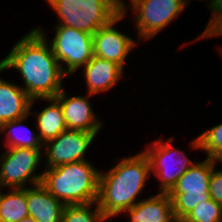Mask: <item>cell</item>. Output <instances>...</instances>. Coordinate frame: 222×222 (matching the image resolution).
<instances>
[{
    "label": "cell",
    "mask_w": 222,
    "mask_h": 222,
    "mask_svg": "<svg viewBox=\"0 0 222 222\" xmlns=\"http://www.w3.org/2000/svg\"><path fill=\"white\" fill-rule=\"evenodd\" d=\"M0 66L19 73L20 86L32 99L54 98L67 79L49 43L34 27L14 43Z\"/></svg>",
    "instance_id": "1"
},
{
    "label": "cell",
    "mask_w": 222,
    "mask_h": 222,
    "mask_svg": "<svg viewBox=\"0 0 222 222\" xmlns=\"http://www.w3.org/2000/svg\"><path fill=\"white\" fill-rule=\"evenodd\" d=\"M119 159L108 170L101 169L99 175L97 204L109 221L140 201L152 176L149 158L143 150Z\"/></svg>",
    "instance_id": "2"
},
{
    "label": "cell",
    "mask_w": 222,
    "mask_h": 222,
    "mask_svg": "<svg viewBox=\"0 0 222 222\" xmlns=\"http://www.w3.org/2000/svg\"><path fill=\"white\" fill-rule=\"evenodd\" d=\"M91 161L44 168L41 184L64 205L97 202L100 169Z\"/></svg>",
    "instance_id": "3"
},
{
    "label": "cell",
    "mask_w": 222,
    "mask_h": 222,
    "mask_svg": "<svg viewBox=\"0 0 222 222\" xmlns=\"http://www.w3.org/2000/svg\"><path fill=\"white\" fill-rule=\"evenodd\" d=\"M49 43L56 61L68 77L81 70L94 56L93 34L65 25H53L51 40L41 26L34 27ZM55 31V32H54ZM49 39V40H48Z\"/></svg>",
    "instance_id": "4"
},
{
    "label": "cell",
    "mask_w": 222,
    "mask_h": 222,
    "mask_svg": "<svg viewBox=\"0 0 222 222\" xmlns=\"http://www.w3.org/2000/svg\"><path fill=\"white\" fill-rule=\"evenodd\" d=\"M58 18L55 25L94 34L119 14L112 0H45Z\"/></svg>",
    "instance_id": "5"
},
{
    "label": "cell",
    "mask_w": 222,
    "mask_h": 222,
    "mask_svg": "<svg viewBox=\"0 0 222 222\" xmlns=\"http://www.w3.org/2000/svg\"><path fill=\"white\" fill-rule=\"evenodd\" d=\"M216 165L217 161L210 158L197 161L168 192L177 220H182L200 202L210 199L209 180Z\"/></svg>",
    "instance_id": "6"
},
{
    "label": "cell",
    "mask_w": 222,
    "mask_h": 222,
    "mask_svg": "<svg viewBox=\"0 0 222 222\" xmlns=\"http://www.w3.org/2000/svg\"><path fill=\"white\" fill-rule=\"evenodd\" d=\"M174 139V136H170L165 141L163 137H158L143 149L150 161L151 175L159 179L157 192L168 193L177 180L197 162L192 160L185 150L174 147Z\"/></svg>",
    "instance_id": "7"
},
{
    "label": "cell",
    "mask_w": 222,
    "mask_h": 222,
    "mask_svg": "<svg viewBox=\"0 0 222 222\" xmlns=\"http://www.w3.org/2000/svg\"><path fill=\"white\" fill-rule=\"evenodd\" d=\"M5 150L0 152V188H27L41 183L44 169L41 166L43 149L5 148ZM39 166L42 167L41 173Z\"/></svg>",
    "instance_id": "8"
},
{
    "label": "cell",
    "mask_w": 222,
    "mask_h": 222,
    "mask_svg": "<svg viewBox=\"0 0 222 222\" xmlns=\"http://www.w3.org/2000/svg\"><path fill=\"white\" fill-rule=\"evenodd\" d=\"M186 7L188 8L186 0H139L130 8L132 14L125 16L127 19L134 16L131 24L135 23L132 25L136 30L135 35L139 42L144 43L169 27Z\"/></svg>",
    "instance_id": "9"
},
{
    "label": "cell",
    "mask_w": 222,
    "mask_h": 222,
    "mask_svg": "<svg viewBox=\"0 0 222 222\" xmlns=\"http://www.w3.org/2000/svg\"><path fill=\"white\" fill-rule=\"evenodd\" d=\"M97 137L94 133L66 129L56 138L43 144L44 168H53L62 164L89 160L88 149Z\"/></svg>",
    "instance_id": "10"
},
{
    "label": "cell",
    "mask_w": 222,
    "mask_h": 222,
    "mask_svg": "<svg viewBox=\"0 0 222 222\" xmlns=\"http://www.w3.org/2000/svg\"><path fill=\"white\" fill-rule=\"evenodd\" d=\"M126 18L125 15L116 16L109 24L101 27L93 34V53L94 56L112 61L118 64L124 71L126 61L131 56L133 49L139 47L140 42L137 38L126 34L127 31L118 29V23ZM125 68V69H124Z\"/></svg>",
    "instance_id": "11"
},
{
    "label": "cell",
    "mask_w": 222,
    "mask_h": 222,
    "mask_svg": "<svg viewBox=\"0 0 222 222\" xmlns=\"http://www.w3.org/2000/svg\"><path fill=\"white\" fill-rule=\"evenodd\" d=\"M64 88L54 97L62 107V113L67 129L94 133L96 136L103 129V122L97 117L89 97L94 95L68 94Z\"/></svg>",
    "instance_id": "12"
},
{
    "label": "cell",
    "mask_w": 222,
    "mask_h": 222,
    "mask_svg": "<svg viewBox=\"0 0 222 222\" xmlns=\"http://www.w3.org/2000/svg\"><path fill=\"white\" fill-rule=\"evenodd\" d=\"M81 69L86 93L94 96L114 89L125 76V71L118 64L98 56H93Z\"/></svg>",
    "instance_id": "13"
},
{
    "label": "cell",
    "mask_w": 222,
    "mask_h": 222,
    "mask_svg": "<svg viewBox=\"0 0 222 222\" xmlns=\"http://www.w3.org/2000/svg\"><path fill=\"white\" fill-rule=\"evenodd\" d=\"M128 216L127 222H176L172 200L168 193L157 192L144 197L120 216Z\"/></svg>",
    "instance_id": "14"
},
{
    "label": "cell",
    "mask_w": 222,
    "mask_h": 222,
    "mask_svg": "<svg viewBox=\"0 0 222 222\" xmlns=\"http://www.w3.org/2000/svg\"><path fill=\"white\" fill-rule=\"evenodd\" d=\"M0 66V124L25 117L30 113L32 98L17 82L6 80ZM10 81V82H9Z\"/></svg>",
    "instance_id": "15"
},
{
    "label": "cell",
    "mask_w": 222,
    "mask_h": 222,
    "mask_svg": "<svg viewBox=\"0 0 222 222\" xmlns=\"http://www.w3.org/2000/svg\"><path fill=\"white\" fill-rule=\"evenodd\" d=\"M29 216L36 222H61L64 204L41 183L26 188Z\"/></svg>",
    "instance_id": "16"
},
{
    "label": "cell",
    "mask_w": 222,
    "mask_h": 222,
    "mask_svg": "<svg viewBox=\"0 0 222 222\" xmlns=\"http://www.w3.org/2000/svg\"><path fill=\"white\" fill-rule=\"evenodd\" d=\"M41 100L47 102L44 108L34 112V105ZM48 105V106H47ZM33 108V109H32ZM30 116L36 121L35 127L40 141L44 144L48 140L56 138L61 132L67 129L62 113V107L55 98H36L32 99L30 106Z\"/></svg>",
    "instance_id": "17"
},
{
    "label": "cell",
    "mask_w": 222,
    "mask_h": 222,
    "mask_svg": "<svg viewBox=\"0 0 222 222\" xmlns=\"http://www.w3.org/2000/svg\"><path fill=\"white\" fill-rule=\"evenodd\" d=\"M29 118H31L30 114L20 119L5 122L2 125V135L6 136L2 139L5 141L4 148L43 149V143L39 139L37 129H32L24 124Z\"/></svg>",
    "instance_id": "18"
},
{
    "label": "cell",
    "mask_w": 222,
    "mask_h": 222,
    "mask_svg": "<svg viewBox=\"0 0 222 222\" xmlns=\"http://www.w3.org/2000/svg\"><path fill=\"white\" fill-rule=\"evenodd\" d=\"M28 216L26 188H0V221L19 222Z\"/></svg>",
    "instance_id": "19"
},
{
    "label": "cell",
    "mask_w": 222,
    "mask_h": 222,
    "mask_svg": "<svg viewBox=\"0 0 222 222\" xmlns=\"http://www.w3.org/2000/svg\"><path fill=\"white\" fill-rule=\"evenodd\" d=\"M191 140L189 150L202 152L206 158L219 159L222 156V122L205 129Z\"/></svg>",
    "instance_id": "20"
},
{
    "label": "cell",
    "mask_w": 222,
    "mask_h": 222,
    "mask_svg": "<svg viewBox=\"0 0 222 222\" xmlns=\"http://www.w3.org/2000/svg\"><path fill=\"white\" fill-rule=\"evenodd\" d=\"M61 222H111L101 212L97 202L65 205Z\"/></svg>",
    "instance_id": "21"
},
{
    "label": "cell",
    "mask_w": 222,
    "mask_h": 222,
    "mask_svg": "<svg viewBox=\"0 0 222 222\" xmlns=\"http://www.w3.org/2000/svg\"><path fill=\"white\" fill-rule=\"evenodd\" d=\"M182 220L184 222H222V205L210 198L200 202Z\"/></svg>",
    "instance_id": "22"
},
{
    "label": "cell",
    "mask_w": 222,
    "mask_h": 222,
    "mask_svg": "<svg viewBox=\"0 0 222 222\" xmlns=\"http://www.w3.org/2000/svg\"><path fill=\"white\" fill-rule=\"evenodd\" d=\"M217 165L212 169L209 180L210 198L222 205V169H217Z\"/></svg>",
    "instance_id": "23"
},
{
    "label": "cell",
    "mask_w": 222,
    "mask_h": 222,
    "mask_svg": "<svg viewBox=\"0 0 222 222\" xmlns=\"http://www.w3.org/2000/svg\"><path fill=\"white\" fill-rule=\"evenodd\" d=\"M128 2L126 4V2ZM139 0H112V5L114 6L115 11L119 15L128 14V11L131 7H133ZM130 4V5H129Z\"/></svg>",
    "instance_id": "24"
},
{
    "label": "cell",
    "mask_w": 222,
    "mask_h": 222,
    "mask_svg": "<svg viewBox=\"0 0 222 222\" xmlns=\"http://www.w3.org/2000/svg\"><path fill=\"white\" fill-rule=\"evenodd\" d=\"M19 222H36L31 216L25 217Z\"/></svg>",
    "instance_id": "25"
},
{
    "label": "cell",
    "mask_w": 222,
    "mask_h": 222,
    "mask_svg": "<svg viewBox=\"0 0 222 222\" xmlns=\"http://www.w3.org/2000/svg\"><path fill=\"white\" fill-rule=\"evenodd\" d=\"M187 1V4H188V6H189V3L192 1V0H186ZM204 1H206V0H204ZM214 1L215 0H207L206 2V4L208 5V9H209V7L214 3Z\"/></svg>",
    "instance_id": "26"
},
{
    "label": "cell",
    "mask_w": 222,
    "mask_h": 222,
    "mask_svg": "<svg viewBox=\"0 0 222 222\" xmlns=\"http://www.w3.org/2000/svg\"><path fill=\"white\" fill-rule=\"evenodd\" d=\"M216 161H217V164H219V163L222 164V156L219 159H217Z\"/></svg>",
    "instance_id": "27"
},
{
    "label": "cell",
    "mask_w": 222,
    "mask_h": 222,
    "mask_svg": "<svg viewBox=\"0 0 222 222\" xmlns=\"http://www.w3.org/2000/svg\"><path fill=\"white\" fill-rule=\"evenodd\" d=\"M2 135V125L0 124V137Z\"/></svg>",
    "instance_id": "28"
}]
</instances>
